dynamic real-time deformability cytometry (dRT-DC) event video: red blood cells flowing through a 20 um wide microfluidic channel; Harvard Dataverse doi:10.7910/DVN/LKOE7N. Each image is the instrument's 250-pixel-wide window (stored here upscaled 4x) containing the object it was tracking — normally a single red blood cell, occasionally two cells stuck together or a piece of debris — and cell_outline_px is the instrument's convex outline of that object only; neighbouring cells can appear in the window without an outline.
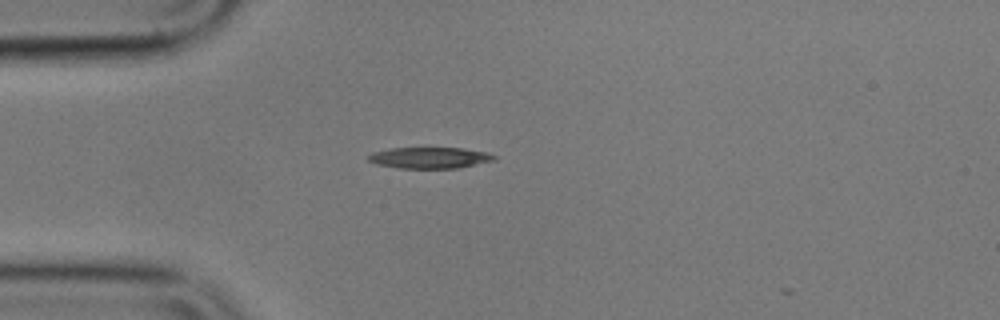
{"species": "common noctule bat (a hibernating species)", "species_latin": "Nyctalus noctula", "temperature_condition": "cold", "stored_images_in_passage": 2, "camera_frame_rate_fps": 3000, "um_per_image_px": 0.085, "animal": {"sex": "male", "body_mass_g": 17.9}, "frame": {"image": 1, "passage_image": 1, "time_ms": 0.0, "image_size_px": [1000, 320], "cell_outline_px": [[496, 160], [456, 168], [400, 168], [376, 164], [368, 160], [368, 156], [372, 152], [392, 148], [464, 148], [488, 152], [496, 156]], "centroid_in_image_um": [36.54, 13.4], "position_along_channel_um": 48.5, "area_um2": 15.49}}